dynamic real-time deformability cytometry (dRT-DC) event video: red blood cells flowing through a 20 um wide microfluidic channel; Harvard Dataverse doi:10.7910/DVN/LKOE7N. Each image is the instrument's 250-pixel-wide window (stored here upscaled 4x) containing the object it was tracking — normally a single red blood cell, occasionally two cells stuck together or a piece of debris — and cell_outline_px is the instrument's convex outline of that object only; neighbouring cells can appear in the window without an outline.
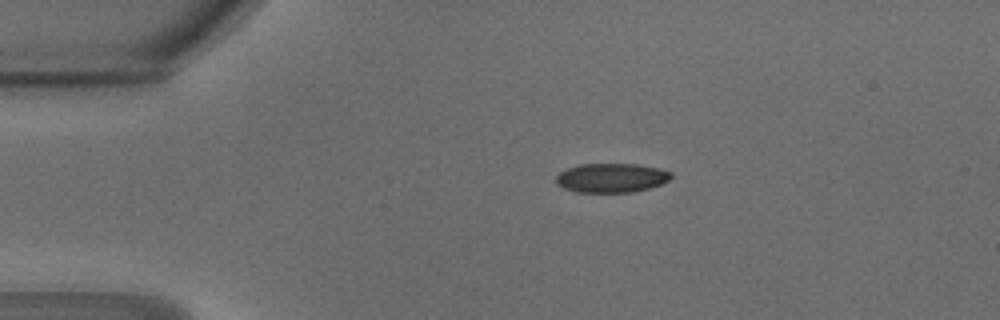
{"species": "common noctule bat (a hibernating species)", "species_latin": "Nyctalus noctula", "temperature_condition": "warm", "stored_images_in_passage": 12, "camera_frame_rate_fps": 3000, "um_per_image_px": 0.085, "animal": {"sex": "male", "body_mass_g": 18.8}, "frame": {"image": 1, "passage_image": 1, "time_ms": 0.0, "image_size_px": [1000, 320], "cell_outline_px": [[672, 176], [668, 180], [660, 184], [648, 188], [632, 192], [576, 192], [564, 188], [556, 184], [556, 176], [564, 168], [580, 164], [636, 164], [656, 168], [672, 172]], "centroid_in_image_um": [51.92, 15.11], "position_along_channel_um": 33.1, "area_um2": 19.54}}
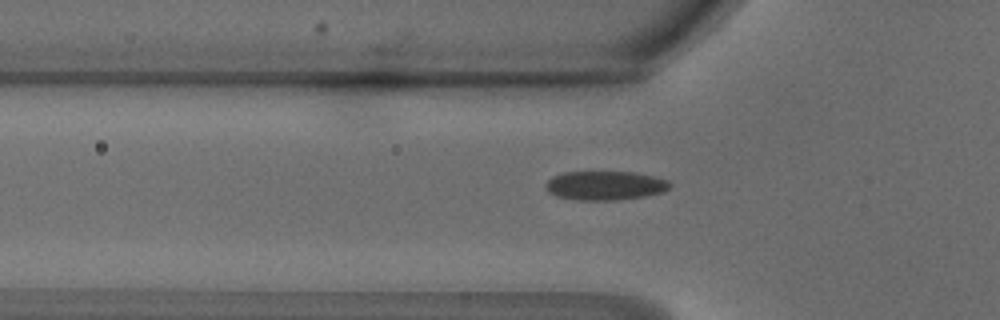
{"frame": {"image": 2, "passage_image": 7, "time_ms": 2.0, "image_size_px": [1000, 320], "cell_outline_px": [[672, 184], [664, 192], [644, 196], [616, 200], [576, 200], [556, 196], [548, 192], [544, 188], [544, 184], [552, 176], [564, 172], [632, 172], [652, 176], [668, 180]], "centroid_in_image_um": [51.39, 15.77], "position_along_channel_um": 74.4, "area_um2": 21.1}}
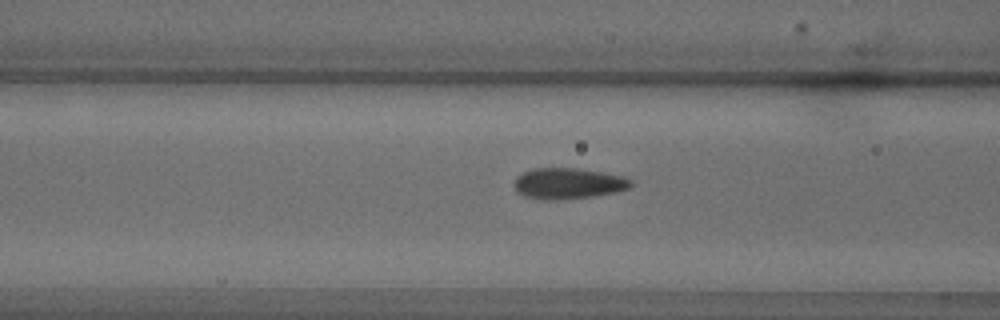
{"frame": {"image": 3, "passage_image": 10, "time_ms": 3.0, "image_size_px": [1000, 320], "cell_outline_px": [[636, 184], [628, 188], [616, 192], [592, 196], [560, 200], [540, 200], [524, 196], [516, 192], [512, 184], [516, 176], [524, 172], [536, 168], [576, 168], [624, 176], [632, 180]], "centroid_in_image_um": [48.27, 15.6], "position_along_channel_um": 118.3, "area_um2": 21.33}}